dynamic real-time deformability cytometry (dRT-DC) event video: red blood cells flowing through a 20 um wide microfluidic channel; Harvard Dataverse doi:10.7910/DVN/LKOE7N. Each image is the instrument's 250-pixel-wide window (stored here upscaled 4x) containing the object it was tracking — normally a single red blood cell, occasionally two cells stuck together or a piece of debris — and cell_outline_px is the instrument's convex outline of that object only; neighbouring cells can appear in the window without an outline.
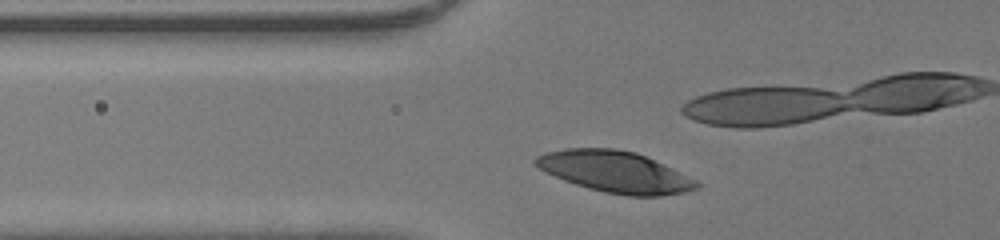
{"species": "human", "species_latin": "Homo sapiens", "temperature_condition": "room temperature", "stored_images_in_passage": 43, "camera_frame_rate_fps": 3000, "um_per_image_px": 0.085, "donor": {"sex": "male"}, "frame": {"image": 1, "passage_image": 18, "time_ms": 5.667, "image_size_px": [1000, 240], "cell_outline_px": [[700, 188], [684, 192], [660, 196], [628, 196], [604, 192], [588, 188], [564, 180], [540, 168], [532, 160], [536, 156], [548, 152], [564, 148], [616, 148], [636, 152], [664, 164], [696, 180], [700, 184]], "centroid_in_image_um": [52.31, 14.6], "position_along_channel_um": 73.5, "area_um2": 38.55}}
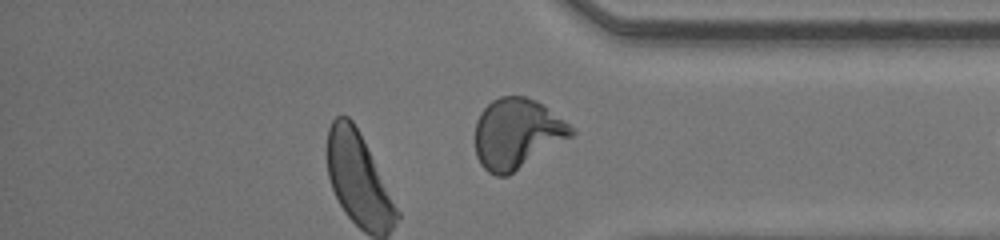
{"frame": {"image": 2, "passage_image": 43, "time_ms": 14.0, "image_size_px": [1000, 240], "cell_outline_px": [[576, 132], [572, 136], [508, 176], [496, 176], [488, 172], [480, 164], [476, 156], [476, 120], [480, 112], [492, 100], [500, 96], [524, 96], [536, 100], [564, 120]], "centroid_in_image_um": [43.91, 11.36], "position_along_channel_um": 391.3, "area_um2": 39.13}, "authors_computed_cell_mechanics": {"area_um2": 39.593, "velocity_mm_per_s": 4.2363, "shape_relaxation_time_tau1_ms": 2.0257, "shape_relaxation_time_tau2_ms": null, "deformation_change_tau1": 0.1512, "deformation_change_tau2": null}}